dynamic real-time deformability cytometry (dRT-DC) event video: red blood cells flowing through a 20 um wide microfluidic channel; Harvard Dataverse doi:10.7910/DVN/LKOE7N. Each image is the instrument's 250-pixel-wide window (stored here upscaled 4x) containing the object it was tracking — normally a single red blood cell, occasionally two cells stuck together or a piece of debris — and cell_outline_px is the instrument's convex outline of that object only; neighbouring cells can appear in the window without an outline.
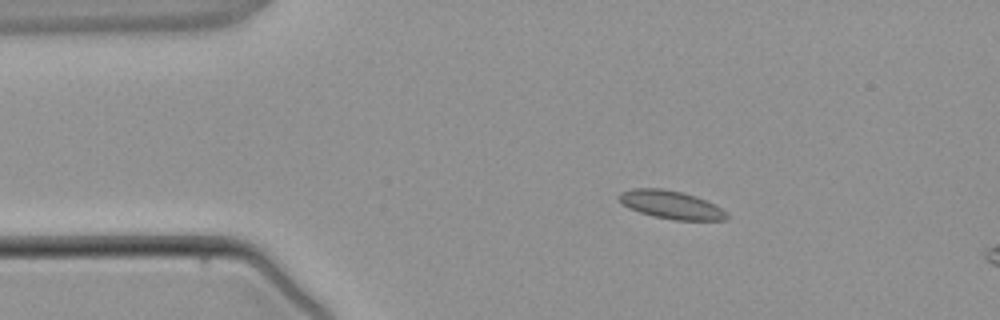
{"species": "common noctule bat (a hibernating species)", "species_latin": "Nyctalus noctula", "temperature_condition": "warm", "stored_images_in_passage": 4, "camera_frame_rate_fps": 3000, "um_per_image_px": 0.085, "animal": {"sex": "male", "body_mass_g": 21.5, "forearm_length_mm": 52.0}, "frame": {"image": 1, "passage_image": 2, "time_ms": 1.333, "image_size_px": [1000, 320], "cell_outline_px": [[728, 220], [672, 220], [652, 216], [628, 208], [620, 204], [616, 196], [620, 192], [632, 188], [660, 188], [680, 192], [696, 196], [720, 208], [728, 216]], "centroid_in_image_um": [56.94, 17.4], "position_along_channel_um": 28.1, "area_um2": 17.69}}